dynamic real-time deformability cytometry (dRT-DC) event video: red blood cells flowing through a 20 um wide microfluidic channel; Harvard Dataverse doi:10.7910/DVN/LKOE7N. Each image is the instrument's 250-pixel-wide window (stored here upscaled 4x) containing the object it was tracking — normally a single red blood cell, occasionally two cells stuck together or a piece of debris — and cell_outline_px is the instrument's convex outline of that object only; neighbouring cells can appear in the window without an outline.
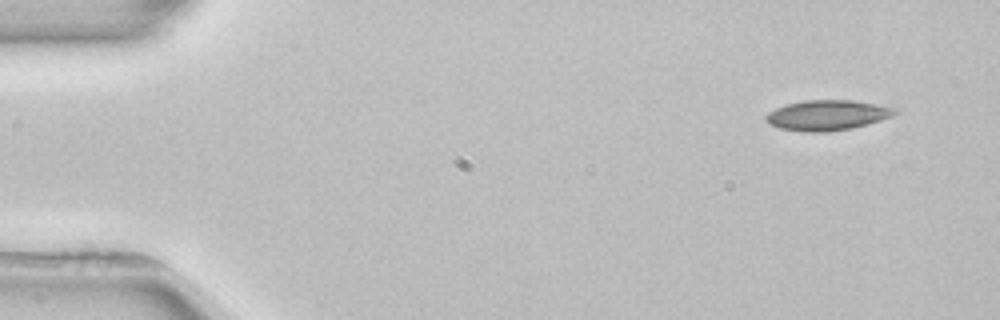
{"species": "common noctule bat (a hibernating species)", "species_latin": "Nyctalus noctula", "temperature_condition": "room temperature", "stored_images_in_passage": 3, "camera_frame_rate_fps": 3000, "um_per_image_px": 0.085, "animal": {"sex": "female", "body_mass_g": 22.7, "forearm_length_mm": 54.2}, "frame": {"image": 1, "passage_image": 1, "time_ms": 0.0, "image_size_px": [1000, 320], "cell_outline_px": [[900, 112], [892, 116], [880, 120], [852, 128], [828, 132], [800, 132], [780, 128], [768, 124], [764, 116], [768, 112], [776, 108], [788, 104], [804, 100], [852, 100], [900, 108]], "centroid_in_image_um": [70.33, 9.79], "position_along_channel_um": 14.7, "area_um2": 22.95}}